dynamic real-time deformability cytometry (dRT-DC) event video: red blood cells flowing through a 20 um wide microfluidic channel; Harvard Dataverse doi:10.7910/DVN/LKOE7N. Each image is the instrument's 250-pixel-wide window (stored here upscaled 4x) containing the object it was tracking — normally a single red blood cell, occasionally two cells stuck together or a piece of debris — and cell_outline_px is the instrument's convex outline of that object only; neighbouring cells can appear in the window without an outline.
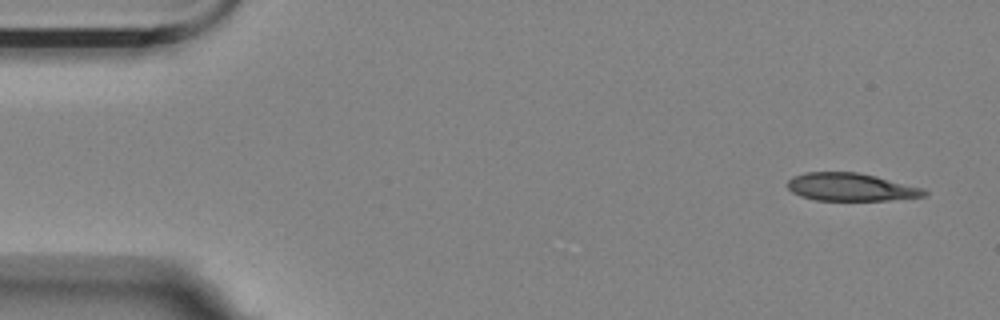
{"species": "Egyptian fruit bat (a non-hibernating species)", "species_latin": "Rousettus aegyptiacus", "temperature_condition": "room temperature", "stored_images_in_passage": 4, "camera_frame_rate_fps": 3000, "um_per_image_px": 0.085, "animal": {"sex": "female"}, "frame": {"image": 1, "passage_image": 1, "time_ms": 0.0, "image_size_px": [1000, 320], "cell_outline_px": [[928, 196], [888, 200], [816, 200], [800, 196], [792, 192], [788, 188], [788, 180], [792, 176], [804, 172], [856, 172], [876, 176], [924, 188], [928, 192]], "centroid_in_image_um": [72.33, 15.9], "position_along_channel_um": 12.7, "area_um2": 22.25}}
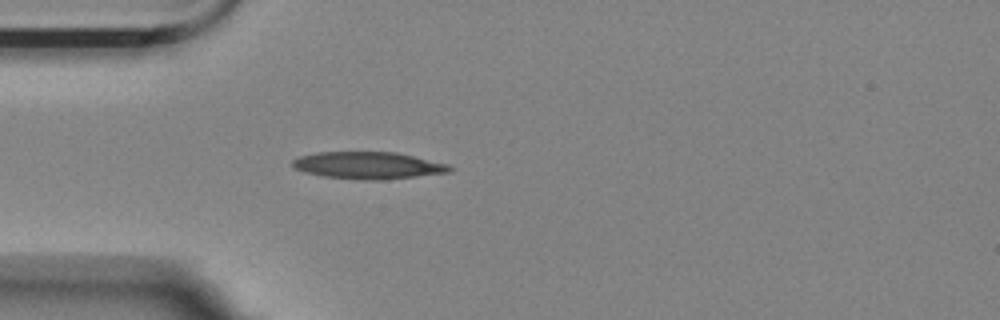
{"frame": {"image": 2, "passage_image": 4, "time_ms": 1.0, "image_size_px": [1000, 320], "cell_outline_px": [[452, 172], [380, 180], [360, 180], [324, 176], [304, 172], [296, 168], [292, 164], [292, 160], [300, 156], [316, 152], [396, 152], [448, 164], [452, 168]], "centroid_in_image_um": [31.29, 14.06], "position_along_channel_um": 53.7, "area_um2": 24.68}}